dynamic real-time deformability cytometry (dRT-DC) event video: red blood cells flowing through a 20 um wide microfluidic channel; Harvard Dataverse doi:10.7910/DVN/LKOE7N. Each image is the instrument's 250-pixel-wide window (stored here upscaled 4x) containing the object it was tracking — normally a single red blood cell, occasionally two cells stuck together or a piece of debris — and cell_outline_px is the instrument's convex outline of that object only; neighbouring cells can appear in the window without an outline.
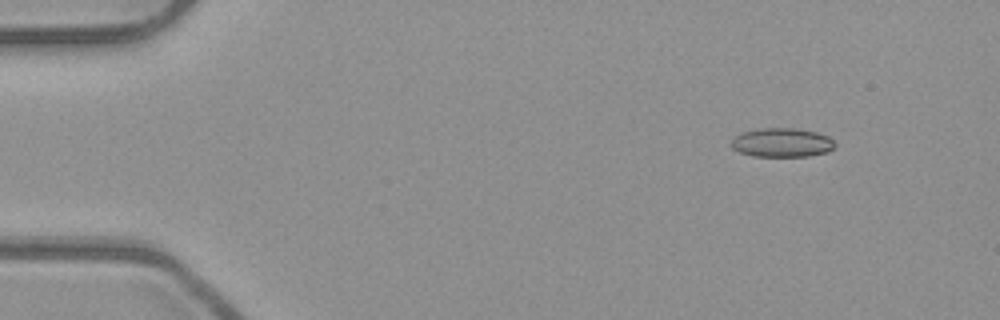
{"species": "common noctule bat (a hibernating species)", "species_latin": "Nyctalus noctula", "temperature_condition": "room temperature", "stored_images_in_passage": 6, "camera_frame_rate_fps": 3000, "um_per_image_px": 0.085, "animal": {"sex": "male", "body_mass_g": 23.1, "forearm_length_mm": 52.7}, "frame": {"image": 1, "passage_image": 2, "time_ms": 0.333, "image_size_px": [1000, 320], "cell_outline_px": [[836, 144], [828, 152], [808, 156], [752, 156], [740, 152], [732, 148], [732, 140], [740, 132], [756, 128], [792, 128], [816, 132], [828, 136]], "centroid_in_image_um": [66.45, 12.11], "position_along_channel_um": 18.6, "area_um2": 17.51}}
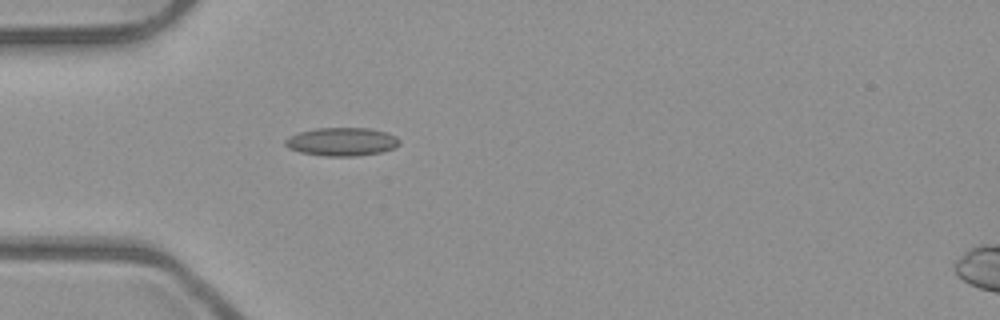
{"frame": {"image": 2, "passage_image": 5, "time_ms": 1.333, "image_size_px": [1000, 320], "cell_outline_px": [[400, 144], [392, 148], [380, 152], [356, 156], [324, 156], [300, 152], [288, 148], [284, 144], [284, 140], [288, 136], [300, 132], [316, 128], [368, 128], [388, 132], [396, 136], [400, 140]], "centroid_in_image_um": [29.04, 12.04], "position_along_channel_um": 56.0, "area_um2": 18.9}}